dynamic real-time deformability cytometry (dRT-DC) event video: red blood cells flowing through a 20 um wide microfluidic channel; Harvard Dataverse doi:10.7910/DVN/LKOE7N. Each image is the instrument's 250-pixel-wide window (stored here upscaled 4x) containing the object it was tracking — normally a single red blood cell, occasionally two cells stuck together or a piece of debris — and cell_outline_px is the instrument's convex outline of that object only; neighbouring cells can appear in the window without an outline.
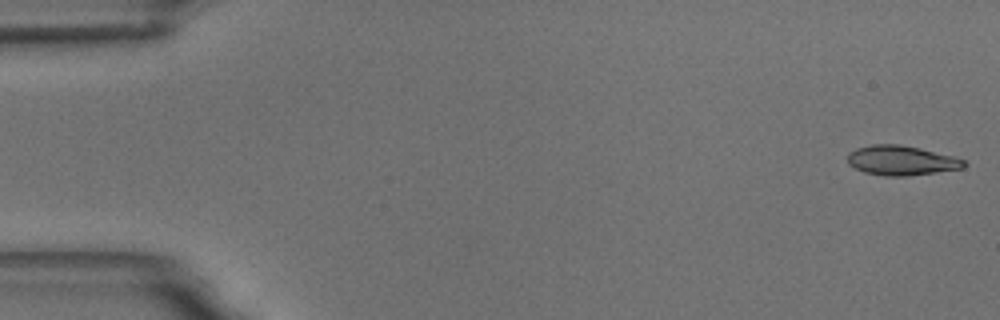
{"species": "common noctule bat (a hibernating species)", "species_latin": "Nyctalus noctula", "temperature_condition": "room temperature", "stored_images_in_passage": 57, "camera_frame_rate_fps": 3000, "um_per_image_px": 0.085, "animal": {"sex": "male", "body_mass_g": 18.8}, "frame": {"image": 1, "passage_image": 1, "time_ms": 0.0, "image_size_px": [1000, 320], "cell_outline_px": [[968, 164], [964, 168], [908, 176], [884, 176], [864, 172], [848, 164], [848, 152], [856, 148], [872, 144], [900, 144], [920, 148], [952, 156], [964, 160]], "centroid_in_image_um": [76.61, 13.64], "position_along_channel_um": 8.4, "area_um2": 20.17}}
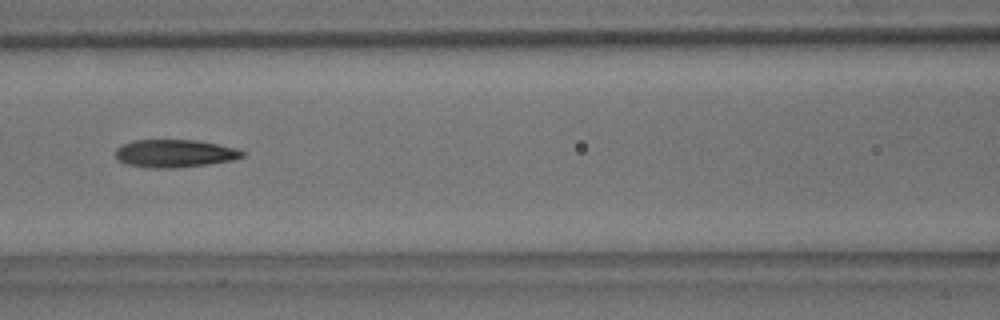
{"frame": {"image": 2, "passage_image": 25, "time_ms": 8.0, "image_size_px": [1000, 320], "cell_outline_px": [[248, 152], [244, 156], [232, 160], [208, 164], [176, 168], [148, 168], [128, 164], [116, 160], [116, 148], [132, 140], [196, 140], [236, 148]], "centroid_in_image_um": [14.86, 13.04], "position_along_channel_um": 151.7, "area_um2": 20.63}}
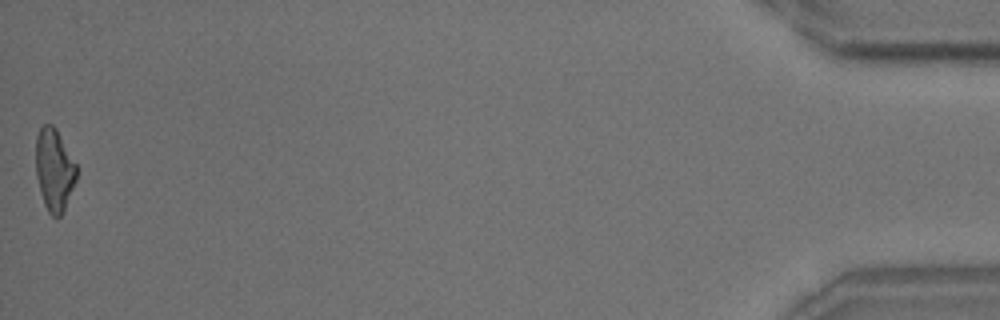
{"frame": {"image": 3, "passage_image": 57, "time_ms": 18.667, "image_size_px": [1000, 320], "cell_outline_px": [[76, 180], [64, 208], [60, 216], [56, 220], [48, 212], [44, 204], [40, 192], [36, 176], [36, 136], [40, 128], [44, 124], [52, 124], [56, 128], [76, 164]], "centroid_in_image_um": [4.59, 14.43], "position_along_channel_um": 430.6, "area_um2": 19.42}, "authors_computed_cell_mechanics": {"area_um2": 20.2878, "velocity_mm_per_s": 3.5174, "shape_relaxation_time_tau1_ms": 8.475, "shape_relaxation_time_tau2_ms": 3.1085, "deformation_change_tau1": 0.2334, "deformation_change_tau2": 0.1135}}